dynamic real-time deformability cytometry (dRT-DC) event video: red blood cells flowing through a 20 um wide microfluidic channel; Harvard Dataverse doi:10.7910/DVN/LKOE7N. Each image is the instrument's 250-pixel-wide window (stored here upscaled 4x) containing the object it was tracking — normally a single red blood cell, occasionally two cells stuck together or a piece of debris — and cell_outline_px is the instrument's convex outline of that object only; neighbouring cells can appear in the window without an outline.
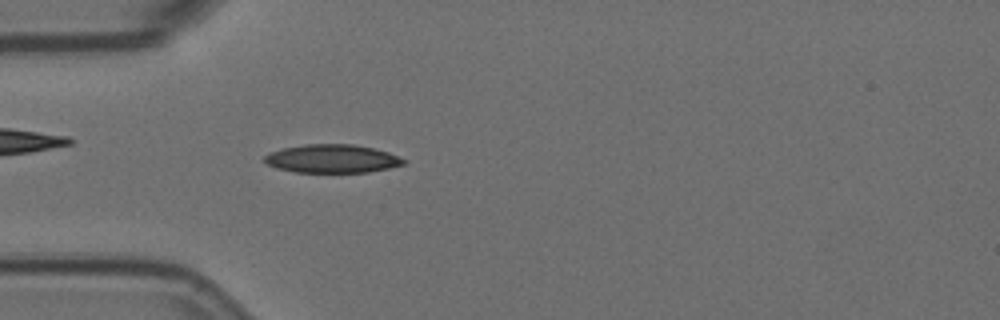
{"species": "Egyptian fruit bat (a non-hibernating species)", "species_latin": "Rousettus aegyptiacus", "temperature_condition": "room temperature", "stored_images_in_passage": 54, "camera_frame_rate_fps": 3000, "um_per_image_px": 0.085, "animal": {"sex": "female"}, "frame": {"image": 1, "passage_image": 14, "time_ms": 4.333, "image_size_px": [1000, 320], "cell_outline_px": [[408, 160], [404, 164], [388, 168], [368, 172], [296, 172], [276, 168], [268, 164], [264, 160], [264, 156], [268, 152], [284, 148], [304, 144], [352, 144], [372, 148], [388, 152]], "centroid_in_image_um": [28.22, 13.48], "position_along_channel_um": 56.8, "area_um2": 22.95}}
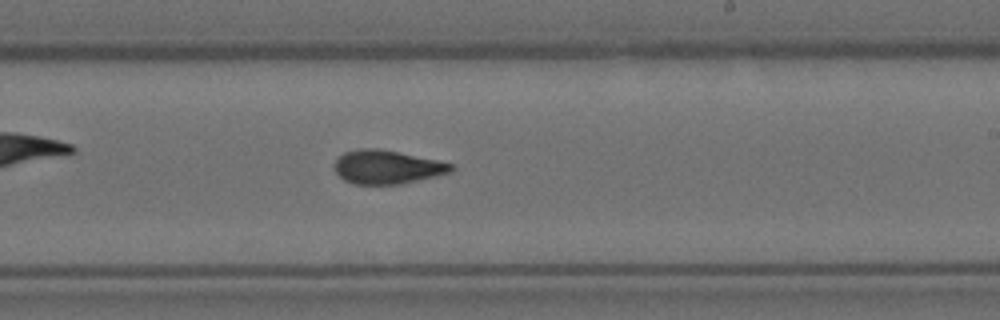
{"frame": {"image": 2, "passage_image": 31, "time_ms": 10.0, "image_size_px": [1000, 320], "cell_outline_px": [[456, 168], [452, 172], [436, 176], [400, 184], [352, 184], [344, 180], [336, 172], [332, 164], [344, 152], [360, 148], [376, 148], [436, 160], [452, 164]], "centroid_in_image_um": [32.87, 14.2], "position_along_channel_um": 256.1, "area_um2": 22.77}}
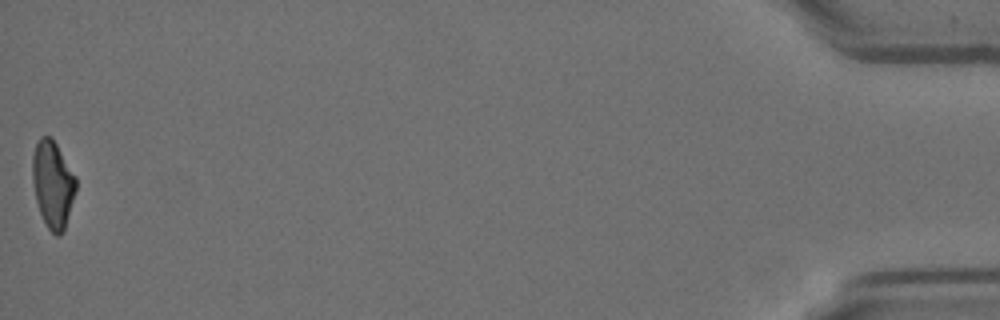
{"frame": {"image": 3, "passage_image": 54, "time_ms": 17.667, "image_size_px": [1000, 320], "cell_outline_px": [[76, 192], [64, 232], [60, 236], [56, 236], [48, 228], [40, 212], [36, 200], [32, 180], [32, 156], [36, 144], [40, 136], [52, 136], [76, 176]], "centroid_in_image_um": [4.5, 15.65], "position_along_channel_um": 430.7, "area_um2": 22.31}, "authors_computed_cell_mechanics": {"area_um2": 22.542, "velocity_mm_per_s": 3.5798, "shape_relaxation_time_tau1_ms": 6.8278, "shape_relaxation_time_tau2_ms": 2.1289, "deformation_change_tau1": 0.1906, "deformation_change_tau2": 0.0932}}